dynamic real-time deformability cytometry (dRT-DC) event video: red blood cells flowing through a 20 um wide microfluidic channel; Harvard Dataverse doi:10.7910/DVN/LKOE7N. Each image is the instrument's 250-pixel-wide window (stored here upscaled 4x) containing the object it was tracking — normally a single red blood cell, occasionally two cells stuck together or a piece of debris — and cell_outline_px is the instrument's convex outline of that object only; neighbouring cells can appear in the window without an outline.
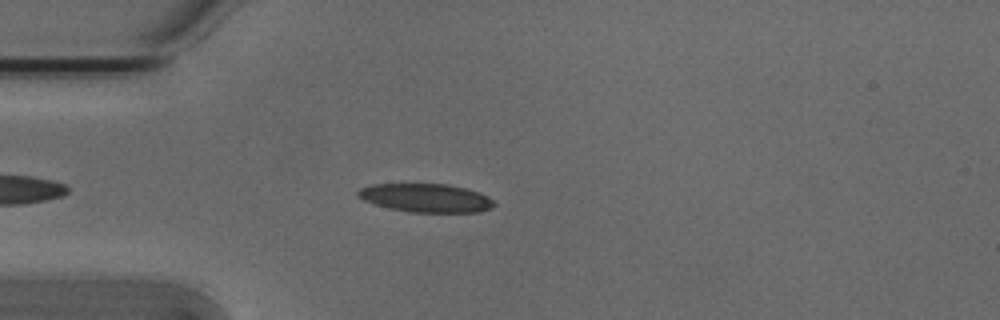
{"species": "Egyptian fruit bat (a non-hibernating species)", "species_latin": "Rousettus aegyptiacus", "temperature_condition": "cold", "stored_images_in_passage": 42, "camera_frame_rate_fps": 3000, "um_per_image_px": 0.085, "animal": {"sex": "male"}, "frame": {"image": 1, "passage_image": 6, "time_ms": 1.667, "image_size_px": [1000, 320], "cell_outline_px": [[496, 204], [492, 208], [480, 212], [408, 212], [376, 204], [364, 200], [356, 196], [356, 192], [360, 188], [372, 184], [448, 184], [468, 188], [480, 192], [488, 196]], "centroid_in_image_um": [36.24, 16.82], "position_along_channel_um": 48.8, "area_um2": 22.72}}
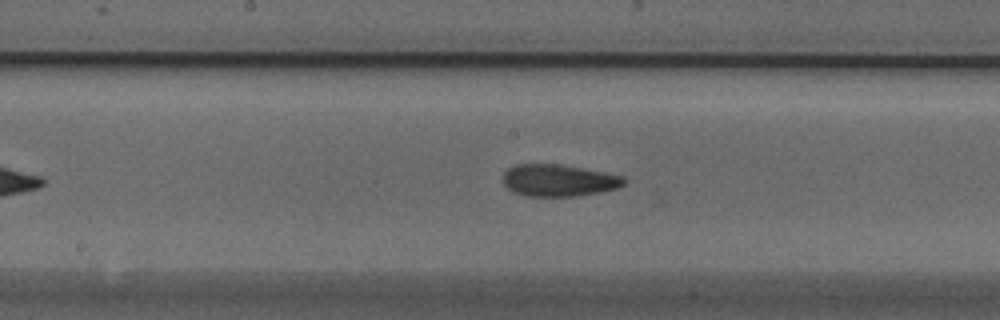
{"frame": {"image": 2, "passage_image": 19, "time_ms": 6.0, "image_size_px": [1000, 320], "cell_outline_px": [[624, 184], [616, 188], [600, 192], [576, 196], [528, 196], [516, 192], [508, 188], [504, 184], [504, 172], [508, 168], [516, 164], [560, 164], [604, 172], [624, 176]], "centroid_in_image_um": [47.48, 15.32], "position_along_channel_um": 200.7, "area_um2": 22.31}}
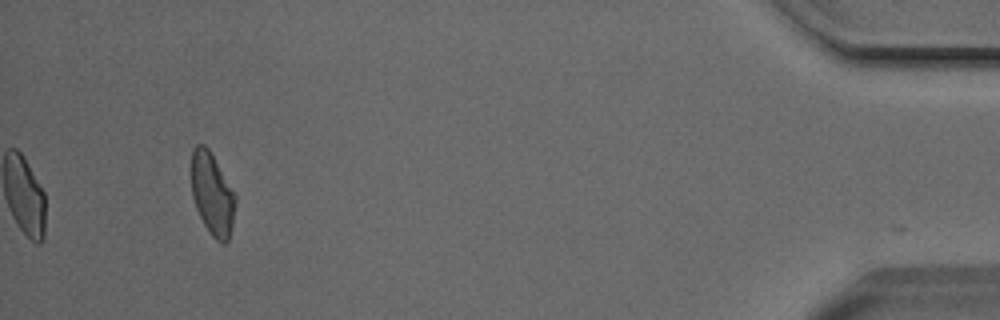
{"frame": {"image": 3, "passage_image": 42, "time_ms": 13.667, "image_size_px": [1000, 320], "cell_outline_px": [[236, 200], [232, 224], [228, 240], [224, 244], [220, 244], [212, 236], [204, 224], [196, 208], [192, 196], [192, 148], [196, 144], [204, 144], [208, 148], [236, 192]], "centroid_in_image_um": [18.06, 16.48], "position_along_channel_um": 417.1, "area_um2": 21.21}, "authors_computed_cell_mechanics": {"area_um2": 22.3397, "velocity_mm_per_s": 3.8064, "shape_relaxation_time_tau1_ms": 6.4924, "shape_relaxation_time_tau2_ms": 3.1439, "deformation_change_tau1": 0.1558, "deformation_change_tau2": 0.1033}}